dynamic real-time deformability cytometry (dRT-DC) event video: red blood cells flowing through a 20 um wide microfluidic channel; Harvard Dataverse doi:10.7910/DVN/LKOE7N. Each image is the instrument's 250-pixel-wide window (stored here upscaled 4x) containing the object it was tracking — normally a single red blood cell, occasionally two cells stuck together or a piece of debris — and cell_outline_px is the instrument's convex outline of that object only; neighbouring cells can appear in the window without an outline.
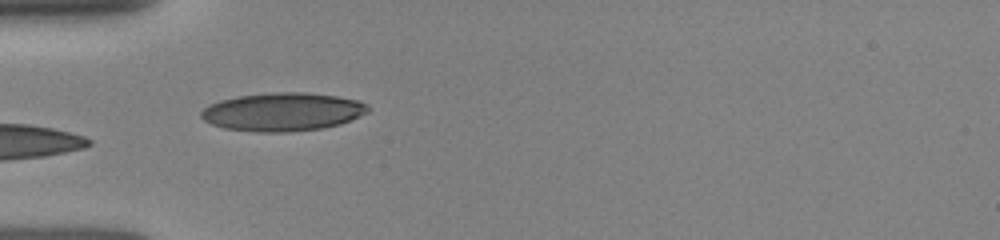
{"species": "human", "species_latin": "Homo sapiens", "temperature_condition": "room temperature", "stored_images_in_passage": 20, "camera_frame_rate_fps": 3000, "um_per_image_px": 0.085, "donor": {"sex": "female"}, "frame": {"image": 1, "passage_image": 6, "time_ms": 2.333, "image_size_px": [1000, 240], "cell_outline_px": [[372, 108], [368, 112], [360, 116], [340, 124], [320, 128], [288, 132], [256, 132], [224, 128], [212, 124], [204, 120], [200, 116], [200, 112], [208, 104], [220, 100], [240, 96], [272, 92], [308, 92], [336, 96], [360, 100], [368, 104]], "centroid_in_image_um": [24.05, 9.5], "position_along_channel_um": 61.0, "area_um2": 37.45}}